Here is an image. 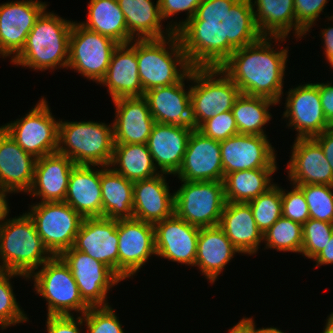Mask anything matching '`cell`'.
<instances>
[{"label": "cell", "mask_w": 333, "mask_h": 333, "mask_svg": "<svg viewBox=\"0 0 333 333\" xmlns=\"http://www.w3.org/2000/svg\"><path fill=\"white\" fill-rule=\"evenodd\" d=\"M53 256L73 247L83 217L65 202H36L26 212Z\"/></svg>", "instance_id": "13"}, {"label": "cell", "mask_w": 333, "mask_h": 333, "mask_svg": "<svg viewBox=\"0 0 333 333\" xmlns=\"http://www.w3.org/2000/svg\"><path fill=\"white\" fill-rule=\"evenodd\" d=\"M29 277L34 281L36 294L46 299L47 316L85 314L90 306L83 300L68 265L58 256H52ZM73 311V313H72Z\"/></svg>", "instance_id": "8"}, {"label": "cell", "mask_w": 333, "mask_h": 333, "mask_svg": "<svg viewBox=\"0 0 333 333\" xmlns=\"http://www.w3.org/2000/svg\"><path fill=\"white\" fill-rule=\"evenodd\" d=\"M280 41L285 42L286 37L252 36L228 23L206 45V54L241 94L266 97L280 104L289 58L288 47L274 49L272 43Z\"/></svg>", "instance_id": "1"}, {"label": "cell", "mask_w": 333, "mask_h": 333, "mask_svg": "<svg viewBox=\"0 0 333 333\" xmlns=\"http://www.w3.org/2000/svg\"><path fill=\"white\" fill-rule=\"evenodd\" d=\"M12 194L10 190L0 188V225L7 220V217L10 212V206L8 205L9 202L7 200L8 194Z\"/></svg>", "instance_id": "53"}, {"label": "cell", "mask_w": 333, "mask_h": 333, "mask_svg": "<svg viewBox=\"0 0 333 333\" xmlns=\"http://www.w3.org/2000/svg\"><path fill=\"white\" fill-rule=\"evenodd\" d=\"M162 20L186 12L185 20L167 26L200 40L205 46L229 23L228 0H159Z\"/></svg>", "instance_id": "9"}, {"label": "cell", "mask_w": 333, "mask_h": 333, "mask_svg": "<svg viewBox=\"0 0 333 333\" xmlns=\"http://www.w3.org/2000/svg\"><path fill=\"white\" fill-rule=\"evenodd\" d=\"M18 276L19 278L28 279L27 276L20 273L0 270V329L2 330H6L11 325L15 326L18 323H26L29 320L27 314H25L17 302L15 293L13 292L10 279Z\"/></svg>", "instance_id": "40"}, {"label": "cell", "mask_w": 333, "mask_h": 333, "mask_svg": "<svg viewBox=\"0 0 333 333\" xmlns=\"http://www.w3.org/2000/svg\"><path fill=\"white\" fill-rule=\"evenodd\" d=\"M118 239V277L124 281L156 255L154 224L134 218L118 220Z\"/></svg>", "instance_id": "15"}, {"label": "cell", "mask_w": 333, "mask_h": 333, "mask_svg": "<svg viewBox=\"0 0 333 333\" xmlns=\"http://www.w3.org/2000/svg\"><path fill=\"white\" fill-rule=\"evenodd\" d=\"M59 122L42 97L25 116L1 127L24 151L38 159L57 152Z\"/></svg>", "instance_id": "11"}, {"label": "cell", "mask_w": 333, "mask_h": 333, "mask_svg": "<svg viewBox=\"0 0 333 333\" xmlns=\"http://www.w3.org/2000/svg\"><path fill=\"white\" fill-rule=\"evenodd\" d=\"M220 151L224 177L240 170L278 168L267 136L237 134L220 141Z\"/></svg>", "instance_id": "18"}, {"label": "cell", "mask_w": 333, "mask_h": 333, "mask_svg": "<svg viewBox=\"0 0 333 333\" xmlns=\"http://www.w3.org/2000/svg\"><path fill=\"white\" fill-rule=\"evenodd\" d=\"M229 23L252 36L287 38L291 31L297 39L306 35L296 23L294 0H230Z\"/></svg>", "instance_id": "4"}, {"label": "cell", "mask_w": 333, "mask_h": 333, "mask_svg": "<svg viewBox=\"0 0 333 333\" xmlns=\"http://www.w3.org/2000/svg\"><path fill=\"white\" fill-rule=\"evenodd\" d=\"M241 321L253 332V333H285L282 330H279L276 327H267V328H256V323L253 318H242Z\"/></svg>", "instance_id": "54"}, {"label": "cell", "mask_w": 333, "mask_h": 333, "mask_svg": "<svg viewBox=\"0 0 333 333\" xmlns=\"http://www.w3.org/2000/svg\"><path fill=\"white\" fill-rule=\"evenodd\" d=\"M286 95L282 118L288 119V127L296 129V139L314 138L332 127L324 116L316 82L289 88Z\"/></svg>", "instance_id": "16"}, {"label": "cell", "mask_w": 333, "mask_h": 333, "mask_svg": "<svg viewBox=\"0 0 333 333\" xmlns=\"http://www.w3.org/2000/svg\"><path fill=\"white\" fill-rule=\"evenodd\" d=\"M194 128L155 123L147 141L156 169L175 176L180 169Z\"/></svg>", "instance_id": "25"}, {"label": "cell", "mask_w": 333, "mask_h": 333, "mask_svg": "<svg viewBox=\"0 0 333 333\" xmlns=\"http://www.w3.org/2000/svg\"><path fill=\"white\" fill-rule=\"evenodd\" d=\"M174 192V214L198 228L218 226L226 204L222 181H186Z\"/></svg>", "instance_id": "10"}, {"label": "cell", "mask_w": 333, "mask_h": 333, "mask_svg": "<svg viewBox=\"0 0 333 333\" xmlns=\"http://www.w3.org/2000/svg\"><path fill=\"white\" fill-rule=\"evenodd\" d=\"M229 333H253L241 320L228 330Z\"/></svg>", "instance_id": "55"}, {"label": "cell", "mask_w": 333, "mask_h": 333, "mask_svg": "<svg viewBox=\"0 0 333 333\" xmlns=\"http://www.w3.org/2000/svg\"><path fill=\"white\" fill-rule=\"evenodd\" d=\"M328 0H294L296 23L306 32H310L318 21Z\"/></svg>", "instance_id": "47"}, {"label": "cell", "mask_w": 333, "mask_h": 333, "mask_svg": "<svg viewBox=\"0 0 333 333\" xmlns=\"http://www.w3.org/2000/svg\"><path fill=\"white\" fill-rule=\"evenodd\" d=\"M315 261L316 267L321 265L333 264V234L329 242L325 245V248L313 259Z\"/></svg>", "instance_id": "52"}, {"label": "cell", "mask_w": 333, "mask_h": 333, "mask_svg": "<svg viewBox=\"0 0 333 333\" xmlns=\"http://www.w3.org/2000/svg\"><path fill=\"white\" fill-rule=\"evenodd\" d=\"M302 233L301 254L313 260L329 242L333 234V223L309 218L302 225Z\"/></svg>", "instance_id": "43"}, {"label": "cell", "mask_w": 333, "mask_h": 333, "mask_svg": "<svg viewBox=\"0 0 333 333\" xmlns=\"http://www.w3.org/2000/svg\"><path fill=\"white\" fill-rule=\"evenodd\" d=\"M330 64V67L333 69V59L328 62Z\"/></svg>", "instance_id": "57"}, {"label": "cell", "mask_w": 333, "mask_h": 333, "mask_svg": "<svg viewBox=\"0 0 333 333\" xmlns=\"http://www.w3.org/2000/svg\"><path fill=\"white\" fill-rule=\"evenodd\" d=\"M52 256L27 213L0 225V270L29 277Z\"/></svg>", "instance_id": "6"}, {"label": "cell", "mask_w": 333, "mask_h": 333, "mask_svg": "<svg viewBox=\"0 0 333 333\" xmlns=\"http://www.w3.org/2000/svg\"><path fill=\"white\" fill-rule=\"evenodd\" d=\"M218 226L243 255L256 254L263 243V233L248 203L226 202Z\"/></svg>", "instance_id": "32"}, {"label": "cell", "mask_w": 333, "mask_h": 333, "mask_svg": "<svg viewBox=\"0 0 333 333\" xmlns=\"http://www.w3.org/2000/svg\"><path fill=\"white\" fill-rule=\"evenodd\" d=\"M204 136L222 141L238 133L232 111H226L204 121L198 128Z\"/></svg>", "instance_id": "45"}, {"label": "cell", "mask_w": 333, "mask_h": 333, "mask_svg": "<svg viewBox=\"0 0 333 333\" xmlns=\"http://www.w3.org/2000/svg\"><path fill=\"white\" fill-rule=\"evenodd\" d=\"M76 164L59 152L38 158L35 164L34 179L27 192L39 202H64L69 177Z\"/></svg>", "instance_id": "28"}, {"label": "cell", "mask_w": 333, "mask_h": 333, "mask_svg": "<svg viewBox=\"0 0 333 333\" xmlns=\"http://www.w3.org/2000/svg\"><path fill=\"white\" fill-rule=\"evenodd\" d=\"M117 2L124 14L128 33L134 39H161L174 33L169 27L162 30L164 25H162L159 0L156 4L152 0H117Z\"/></svg>", "instance_id": "33"}, {"label": "cell", "mask_w": 333, "mask_h": 333, "mask_svg": "<svg viewBox=\"0 0 333 333\" xmlns=\"http://www.w3.org/2000/svg\"><path fill=\"white\" fill-rule=\"evenodd\" d=\"M36 161L0 126V188L27 193L33 183Z\"/></svg>", "instance_id": "29"}, {"label": "cell", "mask_w": 333, "mask_h": 333, "mask_svg": "<svg viewBox=\"0 0 333 333\" xmlns=\"http://www.w3.org/2000/svg\"><path fill=\"white\" fill-rule=\"evenodd\" d=\"M115 106L113 134L115 144H147L154 126L146 99L123 97L112 101Z\"/></svg>", "instance_id": "23"}, {"label": "cell", "mask_w": 333, "mask_h": 333, "mask_svg": "<svg viewBox=\"0 0 333 333\" xmlns=\"http://www.w3.org/2000/svg\"><path fill=\"white\" fill-rule=\"evenodd\" d=\"M292 186L291 191L281 188L282 216L303 225L310 218L308 204L303 192Z\"/></svg>", "instance_id": "46"}, {"label": "cell", "mask_w": 333, "mask_h": 333, "mask_svg": "<svg viewBox=\"0 0 333 333\" xmlns=\"http://www.w3.org/2000/svg\"><path fill=\"white\" fill-rule=\"evenodd\" d=\"M325 328L322 333H333V312L328 316Z\"/></svg>", "instance_id": "56"}, {"label": "cell", "mask_w": 333, "mask_h": 333, "mask_svg": "<svg viewBox=\"0 0 333 333\" xmlns=\"http://www.w3.org/2000/svg\"><path fill=\"white\" fill-rule=\"evenodd\" d=\"M45 9L27 36L24 48L10 62L20 67L45 71L66 68L73 21Z\"/></svg>", "instance_id": "3"}, {"label": "cell", "mask_w": 333, "mask_h": 333, "mask_svg": "<svg viewBox=\"0 0 333 333\" xmlns=\"http://www.w3.org/2000/svg\"><path fill=\"white\" fill-rule=\"evenodd\" d=\"M119 45L112 38L73 22L69 38L67 69L78 72L96 83L105 77L111 56Z\"/></svg>", "instance_id": "12"}, {"label": "cell", "mask_w": 333, "mask_h": 333, "mask_svg": "<svg viewBox=\"0 0 333 333\" xmlns=\"http://www.w3.org/2000/svg\"><path fill=\"white\" fill-rule=\"evenodd\" d=\"M190 82L194 84L190 86L194 129L207 119L230 111L241 94L238 86L207 54L191 69Z\"/></svg>", "instance_id": "5"}, {"label": "cell", "mask_w": 333, "mask_h": 333, "mask_svg": "<svg viewBox=\"0 0 333 333\" xmlns=\"http://www.w3.org/2000/svg\"><path fill=\"white\" fill-rule=\"evenodd\" d=\"M186 181H222L220 141L204 136L193 129L182 164L175 177Z\"/></svg>", "instance_id": "20"}, {"label": "cell", "mask_w": 333, "mask_h": 333, "mask_svg": "<svg viewBox=\"0 0 333 333\" xmlns=\"http://www.w3.org/2000/svg\"><path fill=\"white\" fill-rule=\"evenodd\" d=\"M314 139L322 147L325 157L333 171V127L326 129L320 135L315 136Z\"/></svg>", "instance_id": "50"}, {"label": "cell", "mask_w": 333, "mask_h": 333, "mask_svg": "<svg viewBox=\"0 0 333 333\" xmlns=\"http://www.w3.org/2000/svg\"><path fill=\"white\" fill-rule=\"evenodd\" d=\"M59 256L70 268L83 300L90 307L109 306L108 291L122 280L108 266L73 247Z\"/></svg>", "instance_id": "14"}, {"label": "cell", "mask_w": 333, "mask_h": 333, "mask_svg": "<svg viewBox=\"0 0 333 333\" xmlns=\"http://www.w3.org/2000/svg\"><path fill=\"white\" fill-rule=\"evenodd\" d=\"M274 100L240 94L231 109L239 134L267 136L264 126L272 119L270 106H275Z\"/></svg>", "instance_id": "38"}, {"label": "cell", "mask_w": 333, "mask_h": 333, "mask_svg": "<svg viewBox=\"0 0 333 333\" xmlns=\"http://www.w3.org/2000/svg\"><path fill=\"white\" fill-rule=\"evenodd\" d=\"M101 168L102 217L113 220L133 219V185L110 166Z\"/></svg>", "instance_id": "34"}, {"label": "cell", "mask_w": 333, "mask_h": 333, "mask_svg": "<svg viewBox=\"0 0 333 333\" xmlns=\"http://www.w3.org/2000/svg\"><path fill=\"white\" fill-rule=\"evenodd\" d=\"M296 186L304 194L310 218L333 223V186L325 184Z\"/></svg>", "instance_id": "42"}, {"label": "cell", "mask_w": 333, "mask_h": 333, "mask_svg": "<svg viewBox=\"0 0 333 333\" xmlns=\"http://www.w3.org/2000/svg\"><path fill=\"white\" fill-rule=\"evenodd\" d=\"M94 167H73L64 200L83 218L102 217L101 169Z\"/></svg>", "instance_id": "30"}, {"label": "cell", "mask_w": 333, "mask_h": 333, "mask_svg": "<svg viewBox=\"0 0 333 333\" xmlns=\"http://www.w3.org/2000/svg\"><path fill=\"white\" fill-rule=\"evenodd\" d=\"M264 249L301 253L303 233L302 224L281 216L263 233Z\"/></svg>", "instance_id": "39"}, {"label": "cell", "mask_w": 333, "mask_h": 333, "mask_svg": "<svg viewBox=\"0 0 333 333\" xmlns=\"http://www.w3.org/2000/svg\"><path fill=\"white\" fill-rule=\"evenodd\" d=\"M114 145L112 123L59 122L57 152L70 158L76 165L109 166Z\"/></svg>", "instance_id": "7"}, {"label": "cell", "mask_w": 333, "mask_h": 333, "mask_svg": "<svg viewBox=\"0 0 333 333\" xmlns=\"http://www.w3.org/2000/svg\"><path fill=\"white\" fill-rule=\"evenodd\" d=\"M205 54L206 46L200 40L183 33L174 32L161 39H136L143 91L178 83Z\"/></svg>", "instance_id": "2"}, {"label": "cell", "mask_w": 333, "mask_h": 333, "mask_svg": "<svg viewBox=\"0 0 333 333\" xmlns=\"http://www.w3.org/2000/svg\"><path fill=\"white\" fill-rule=\"evenodd\" d=\"M100 85L108 88L113 100L144 95L136 55V39L119 44L112 53L109 67Z\"/></svg>", "instance_id": "26"}, {"label": "cell", "mask_w": 333, "mask_h": 333, "mask_svg": "<svg viewBox=\"0 0 333 333\" xmlns=\"http://www.w3.org/2000/svg\"><path fill=\"white\" fill-rule=\"evenodd\" d=\"M118 220L86 217L73 248L108 266L118 276Z\"/></svg>", "instance_id": "19"}, {"label": "cell", "mask_w": 333, "mask_h": 333, "mask_svg": "<svg viewBox=\"0 0 333 333\" xmlns=\"http://www.w3.org/2000/svg\"><path fill=\"white\" fill-rule=\"evenodd\" d=\"M86 22H79L85 28L108 36L119 44L131 42L126 20L117 0H90Z\"/></svg>", "instance_id": "35"}, {"label": "cell", "mask_w": 333, "mask_h": 333, "mask_svg": "<svg viewBox=\"0 0 333 333\" xmlns=\"http://www.w3.org/2000/svg\"><path fill=\"white\" fill-rule=\"evenodd\" d=\"M156 256L194 266L200 228L175 214L154 224Z\"/></svg>", "instance_id": "21"}, {"label": "cell", "mask_w": 333, "mask_h": 333, "mask_svg": "<svg viewBox=\"0 0 333 333\" xmlns=\"http://www.w3.org/2000/svg\"><path fill=\"white\" fill-rule=\"evenodd\" d=\"M47 333H82L79 326H83L82 315L71 316H47Z\"/></svg>", "instance_id": "48"}, {"label": "cell", "mask_w": 333, "mask_h": 333, "mask_svg": "<svg viewBox=\"0 0 333 333\" xmlns=\"http://www.w3.org/2000/svg\"><path fill=\"white\" fill-rule=\"evenodd\" d=\"M328 20L333 22V15L328 17ZM321 38L324 41V55L327 62L333 59V26L324 28L321 33Z\"/></svg>", "instance_id": "51"}, {"label": "cell", "mask_w": 333, "mask_h": 333, "mask_svg": "<svg viewBox=\"0 0 333 333\" xmlns=\"http://www.w3.org/2000/svg\"><path fill=\"white\" fill-rule=\"evenodd\" d=\"M247 203L250 205L257 227L264 233L282 216L281 187L274 184Z\"/></svg>", "instance_id": "41"}, {"label": "cell", "mask_w": 333, "mask_h": 333, "mask_svg": "<svg viewBox=\"0 0 333 333\" xmlns=\"http://www.w3.org/2000/svg\"><path fill=\"white\" fill-rule=\"evenodd\" d=\"M286 168L291 185L333 186V171L324 151L314 138H298L292 145Z\"/></svg>", "instance_id": "22"}, {"label": "cell", "mask_w": 333, "mask_h": 333, "mask_svg": "<svg viewBox=\"0 0 333 333\" xmlns=\"http://www.w3.org/2000/svg\"><path fill=\"white\" fill-rule=\"evenodd\" d=\"M317 83L319 87L322 110L327 122L333 127V85L330 83Z\"/></svg>", "instance_id": "49"}, {"label": "cell", "mask_w": 333, "mask_h": 333, "mask_svg": "<svg viewBox=\"0 0 333 333\" xmlns=\"http://www.w3.org/2000/svg\"><path fill=\"white\" fill-rule=\"evenodd\" d=\"M109 166L132 182L150 179L160 174L147 144H115Z\"/></svg>", "instance_id": "36"}, {"label": "cell", "mask_w": 333, "mask_h": 333, "mask_svg": "<svg viewBox=\"0 0 333 333\" xmlns=\"http://www.w3.org/2000/svg\"><path fill=\"white\" fill-rule=\"evenodd\" d=\"M82 317L86 333H125L111 305L90 307Z\"/></svg>", "instance_id": "44"}, {"label": "cell", "mask_w": 333, "mask_h": 333, "mask_svg": "<svg viewBox=\"0 0 333 333\" xmlns=\"http://www.w3.org/2000/svg\"><path fill=\"white\" fill-rule=\"evenodd\" d=\"M165 175L134 182V219L155 224L174 215V193H170Z\"/></svg>", "instance_id": "27"}, {"label": "cell", "mask_w": 333, "mask_h": 333, "mask_svg": "<svg viewBox=\"0 0 333 333\" xmlns=\"http://www.w3.org/2000/svg\"><path fill=\"white\" fill-rule=\"evenodd\" d=\"M236 253L241 252L219 226L200 228L194 267L213 284Z\"/></svg>", "instance_id": "31"}, {"label": "cell", "mask_w": 333, "mask_h": 333, "mask_svg": "<svg viewBox=\"0 0 333 333\" xmlns=\"http://www.w3.org/2000/svg\"><path fill=\"white\" fill-rule=\"evenodd\" d=\"M277 169L259 168L227 174L223 180L226 202L247 203L257 198L275 184L271 177Z\"/></svg>", "instance_id": "37"}, {"label": "cell", "mask_w": 333, "mask_h": 333, "mask_svg": "<svg viewBox=\"0 0 333 333\" xmlns=\"http://www.w3.org/2000/svg\"><path fill=\"white\" fill-rule=\"evenodd\" d=\"M185 80L190 81V72L176 84L144 92L156 123L193 127L190 85L185 89Z\"/></svg>", "instance_id": "24"}, {"label": "cell", "mask_w": 333, "mask_h": 333, "mask_svg": "<svg viewBox=\"0 0 333 333\" xmlns=\"http://www.w3.org/2000/svg\"><path fill=\"white\" fill-rule=\"evenodd\" d=\"M49 6L38 0L0 4V56L14 59L24 48L37 18Z\"/></svg>", "instance_id": "17"}]
</instances>
